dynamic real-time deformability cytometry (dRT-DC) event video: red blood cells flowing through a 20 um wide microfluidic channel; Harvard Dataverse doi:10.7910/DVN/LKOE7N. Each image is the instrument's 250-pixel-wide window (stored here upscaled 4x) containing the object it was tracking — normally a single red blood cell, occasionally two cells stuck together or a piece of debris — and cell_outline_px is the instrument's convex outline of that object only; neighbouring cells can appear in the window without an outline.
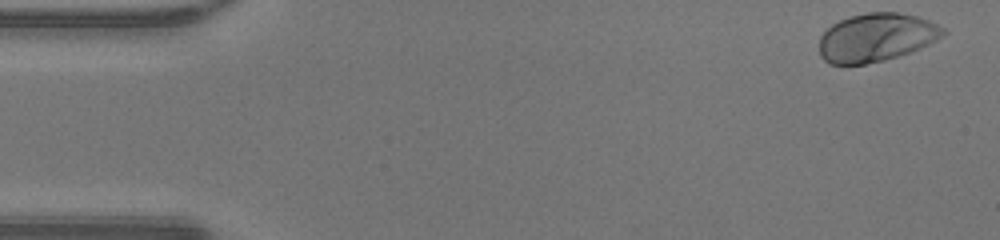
{"species": "human", "species_latin": "Homo sapiens", "temperature_condition": "warm", "stored_images_in_passage": 47, "camera_frame_rate_fps": 3000, "um_per_image_px": 0.085, "donor": {"sex": "male"}, "frame": {"image": 1, "passage_image": 1, "time_ms": 0.0, "image_size_px": [1000, 240], "cell_outline_px": [[948, 32], [944, 36], [912, 52], [884, 60], [864, 64], [828, 64], [820, 56], [820, 36], [832, 24], [848, 16], [868, 12], [896, 12], [916, 16], [928, 20], [944, 28]], "centroid_in_image_um": [74.49, 3.18], "position_along_channel_um": 10.5, "area_um2": 34.97}}
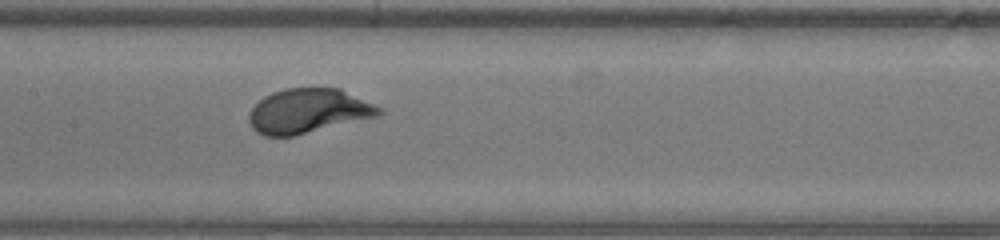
{"frame": {"image": 2, "passage_image": 22, "time_ms": 7.0, "image_size_px": [1000, 240], "cell_outline_px": [[384, 112], [376, 116], [292, 136], [264, 136], [256, 132], [252, 128], [248, 120], [248, 112], [264, 96], [272, 92], [288, 88], [340, 88], [384, 108]], "centroid_in_image_um": [26.19, 9.42], "position_along_channel_um": 181.2, "area_um2": 33.58}}
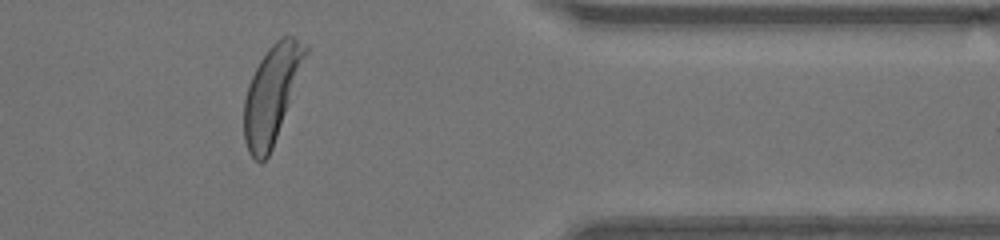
{"frame": {"image": 3, "passage_image": 38, "time_ms": 12.333, "image_size_px": [1000, 240], "cell_outline_px": [[308, 52], [272, 148], [268, 156], [260, 164], [248, 152], [244, 140], [244, 100], [248, 84], [260, 60], [268, 48], [280, 36], [292, 36], [308, 44]], "centroid_in_image_um": [23.08, 7.98], "position_along_channel_um": 388.3, "area_um2": 34.16}, "authors_computed_cell_mechanics": {"area_um2": 33.9864, "velocity_mm_per_s": 4.3056, "shape_relaxation_time_tau1_ms": 2.2087, "shape_relaxation_time_tau2_ms": null, "deformation_change_tau1": 0.1577, "deformation_change_tau2": null}}